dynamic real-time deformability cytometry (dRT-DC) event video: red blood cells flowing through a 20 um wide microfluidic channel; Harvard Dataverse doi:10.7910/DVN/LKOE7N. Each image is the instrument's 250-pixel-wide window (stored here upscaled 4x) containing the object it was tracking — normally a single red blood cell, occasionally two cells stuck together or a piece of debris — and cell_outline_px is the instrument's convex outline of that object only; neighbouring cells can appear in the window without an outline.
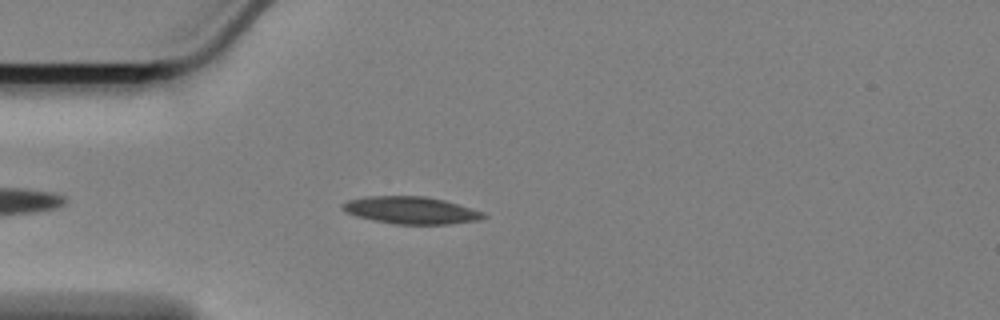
{"species": "Egyptian fruit bat (a non-hibernating species)", "species_latin": "Rousettus aegyptiacus", "temperature_condition": "cold", "stored_images_in_passage": 32, "camera_frame_rate_fps": 3000, "um_per_image_px": 0.085, "animal": {"sex": "female"}, "frame": {"image": 1, "passage_image": 6, "time_ms": 1.667, "image_size_px": [1000, 320], "cell_outline_px": [[488, 216], [480, 220], [448, 224], [396, 224], [356, 216], [344, 212], [340, 208], [340, 204], [348, 200], [364, 196], [428, 196], [444, 200], [484, 212]], "centroid_in_image_um": [34.91, 17.86], "position_along_channel_um": 50.1, "area_um2": 22.48}}
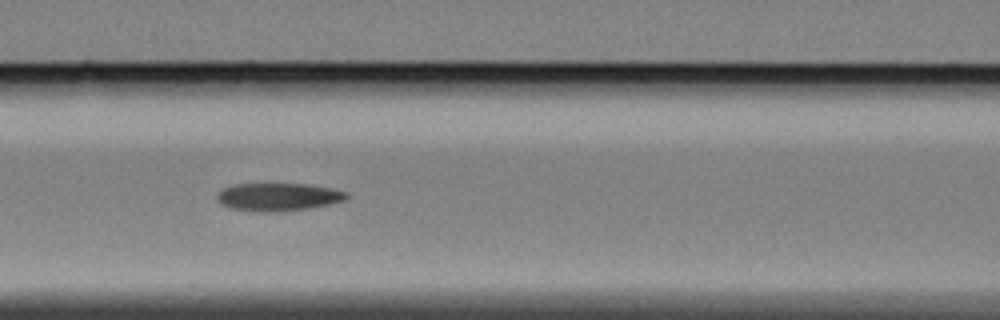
{"frame": {"image": 2, "passage_image": 15, "time_ms": 4.667, "image_size_px": [1000, 320], "cell_outline_px": [[348, 196], [344, 200], [328, 204], [308, 208], [272, 212], [256, 212], [232, 208], [220, 204], [216, 200], [216, 196], [224, 188], [236, 184], [308, 184], [332, 188], [348, 192]], "centroid_in_image_um": [23.63, 16.74], "position_along_channel_um": 143.0, "area_um2": 20.92}}
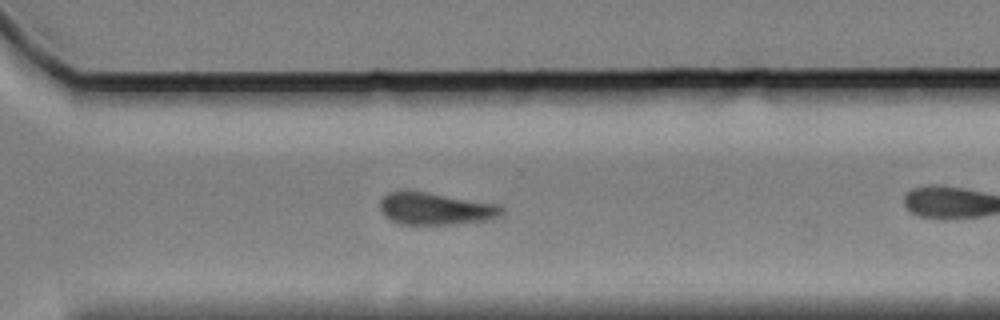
{"frame": {"image": 3, "passage_image": 28, "time_ms": 9.0, "image_size_px": [1000, 320], "cell_outline_px": [[504, 212], [500, 216], [492, 220], [456, 224], [400, 224], [384, 216], [380, 208], [380, 200], [388, 192], [428, 192], [504, 204]], "centroid_in_image_um": [37.14, 17.75], "position_along_channel_um": 333.5, "area_um2": 23.18}}